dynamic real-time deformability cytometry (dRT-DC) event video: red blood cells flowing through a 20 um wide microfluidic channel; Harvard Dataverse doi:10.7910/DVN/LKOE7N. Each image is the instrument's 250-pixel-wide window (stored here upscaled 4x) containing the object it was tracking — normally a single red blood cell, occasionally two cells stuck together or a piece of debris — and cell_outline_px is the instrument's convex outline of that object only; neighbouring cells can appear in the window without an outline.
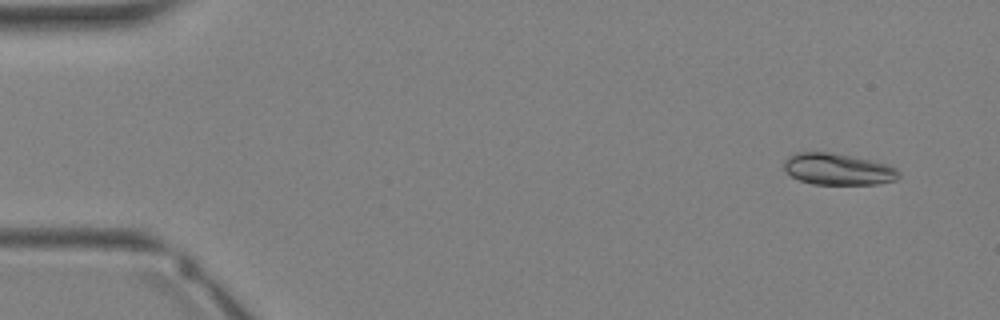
{"species": "Egyptian fruit bat (a non-hibernating species)", "species_latin": "Rousettus aegyptiacus", "temperature_condition": "warm", "stored_images_in_passage": 34, "camera_frame_rate_fps": 3000, "um_per_image_px": 0.085, "animal": {"sex": "female"}, "frame": {"image": 1, "passage_image": 3, "time_ms": 0.667, "image_size_px": [1000, 320], "cell_outline_px": [[900, 176], [896, 180], [880, 184], [812, 184], [800, 180], [792, 176], [784, 168], [784, 160], [788, 156], [796, 152], [828, 152], [888, 164], [896, 168], [900, 172]], "centroid_in_image_um": [71.24, 14.39], "position_along_channel_um": 13.8, "area_um2": 20.98}}
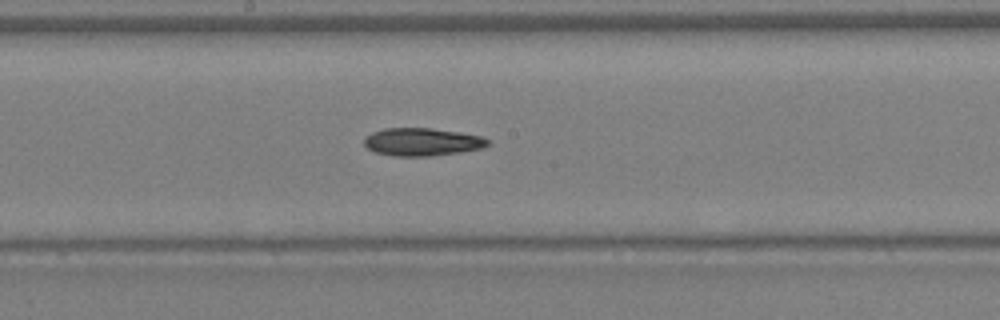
{"frame": {"image": 2, "passage_image": 19, "time_ms": 6.0, "image_size_px": [1000, 320], "cell_outline_px": [[492, 144], [484, 148], [460, 152], [428, 156], [396, 156], [376, 152], [368, 148], [364, 144], [364, 140], [372, 132], [384, 128], [432, 128], [460, 132], [484, 136]], "centroid_in_image_um": [35.95, 12.05], "position_along_channel_um": 212.3, "area_um2": 20.11}}
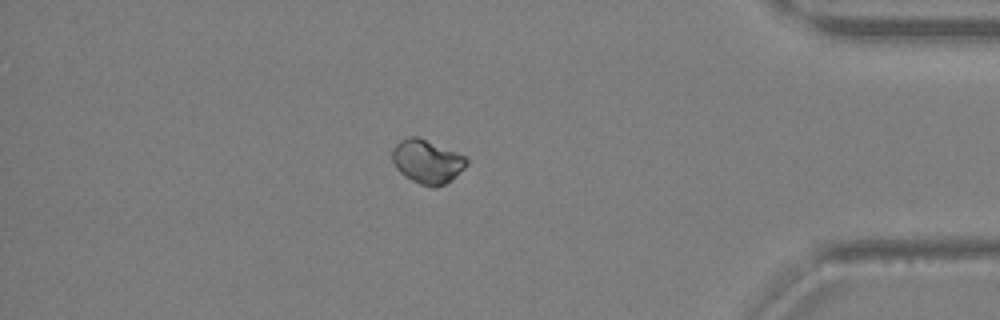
{"frame": {"image": 3, "passage_image": 30, "time_ms": 9.667, "image_size_px": [1000, 320], "cell_outline_px": [[468, 164], [464, 168], [444, 184], [436, 188], [432, 188], [420, 184], [404, 176], [396, 168], [392, 160], [392, 148], [400, 140], [408, 136], [416, 136], [468, 156]], "centroid_in_image_um": [36.3, 13.72], "position_along_channel_um": 398.9, "area_um2": 19.02}}